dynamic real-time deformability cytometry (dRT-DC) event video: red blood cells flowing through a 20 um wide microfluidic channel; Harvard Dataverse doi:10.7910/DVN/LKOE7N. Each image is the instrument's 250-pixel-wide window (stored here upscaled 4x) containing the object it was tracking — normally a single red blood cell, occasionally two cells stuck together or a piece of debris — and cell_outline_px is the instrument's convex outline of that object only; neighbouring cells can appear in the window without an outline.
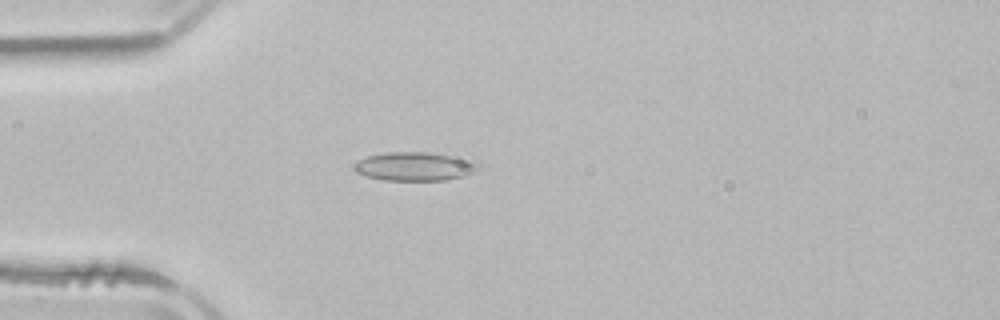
{"species": "common noctule bat (a hibernating species)", "species_latin": "Nyctalus noctula", "temperature_condition": "room temperature", "stored_images_in_passage": 4, "camera_frame_rate_fps": 3000, "um_per_image_px": 0.085, "animal": {"sex": "male", "body_mass_g": 21.5, "forearm_length_mm": 52.0}, "frame": {"image": 1, "passage_image": 4, "time_ms": 4.0, "image_size_px": [1000, 320], "cell_outline_px": [[480, 168], [476, 172], [464, 176], [444, 180], [384, 180], [368, 176], [356, 172], [352, 168], [352, 164], [368, 156], [388, 152], [424, 152], [468, 156], [480, 164]], "centroid_in_image_um": [35.35, 14.13], "position_along_channel_um": 49.6, "area_um2": 21.21}}